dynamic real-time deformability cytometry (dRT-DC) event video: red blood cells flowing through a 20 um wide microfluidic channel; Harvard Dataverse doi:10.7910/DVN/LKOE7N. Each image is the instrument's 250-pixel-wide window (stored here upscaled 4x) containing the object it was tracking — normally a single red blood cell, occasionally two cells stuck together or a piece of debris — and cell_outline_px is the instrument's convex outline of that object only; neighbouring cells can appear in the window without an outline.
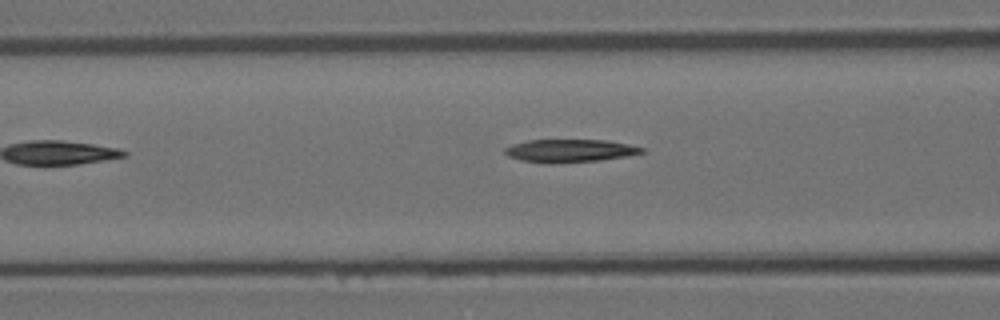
{"species": "Egyptian fruit bat (a non-hibernating species)", "species_latin": "Rousettus aegyptiacus", "temperature_condition": "room temperature", "stored_images_in_passage": 6, "camera_frame_rate_fps": 3000, "um_per_image_px": 0.085, "animal": {"sex": "female"}, "frame": {"image": 1, "passage_image": 4, "time_ms": 1.0, "image_size_px": [1000, 320], "cell_outline_px": [[644, 152], [628, 156], [600, 160], [548, 164], [520, 160], [508, 156], [504, 152], [504, 148], [512, 144], [528, 140], [604, 140], [628, 144], [644, 148]], "centroid_in_image_um": [48.4, 12.82], "position_along_channel_um": 118.2, "area_um2": 18.32}}